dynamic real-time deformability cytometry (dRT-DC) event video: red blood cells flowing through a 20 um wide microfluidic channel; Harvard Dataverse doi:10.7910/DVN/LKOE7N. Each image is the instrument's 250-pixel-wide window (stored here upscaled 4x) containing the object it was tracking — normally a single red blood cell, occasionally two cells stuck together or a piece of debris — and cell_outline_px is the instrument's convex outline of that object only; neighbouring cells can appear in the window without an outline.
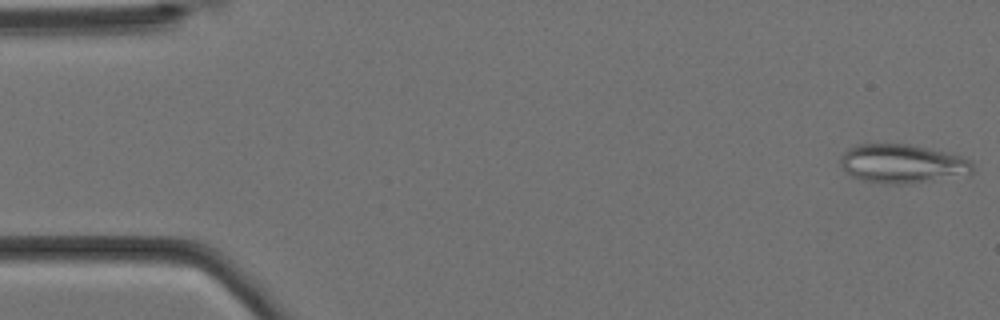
{"species": "Egyptian fruit bat (a non-hibernating species)", "species_latin": "Rousettus aegyptiacus", "temperature_condition": "cold", "stored_images_in_passage": 4, "camera_frame_rate_fps": 3000, "um_per_image_px": 0.085, "animal": {"sex": "female"}, "frame": {"image": 1, "passage_image": 1, "time_ms": 0.0, "image_size_px": [1000, 320], "cell_outline_px": [[972, 172], [968, 176], [904, 184], [884, 184], [860, 180], [844, 172], [840, 168], [840, 156], [848, 148], [856, 144], [908, 144], [944, 152], [960, 156], [972, 160]], "centroid_in_image_um": [76.67, 13.93], "position_along_channel_um": 8.3, "area_um2": 30.35}}